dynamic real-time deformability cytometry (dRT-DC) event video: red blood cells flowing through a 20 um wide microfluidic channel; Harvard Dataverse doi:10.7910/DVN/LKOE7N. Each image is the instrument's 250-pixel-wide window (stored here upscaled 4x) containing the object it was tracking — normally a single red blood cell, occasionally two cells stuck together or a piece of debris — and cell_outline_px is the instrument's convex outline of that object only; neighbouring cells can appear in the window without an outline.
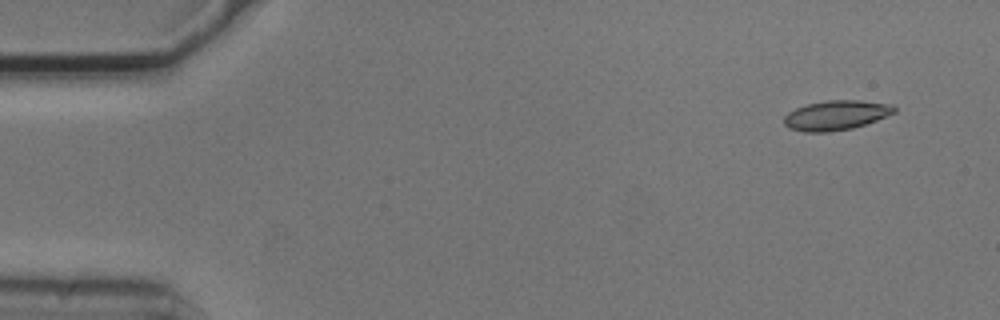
{"species": "common noctule bat (a hibernating species)", "species_latin": "Nyctalus noctula", "temperature_condition": "cold", "stored_images_in_passage": 4, "camera_frame_rate_fps": 3000, "um_per_image_px": 0.085, "animal": {"sex": "male", "body_mass_g": 20.5, "forearm_length_mm": 52.5}, "frame": {"image": 1, "passage_image": 2, "time_ms": 0.333, "image_size_px": [1000, 320], "cell_outline_px": [[896, 112], [876, 120], [852, 128], [828, 132], [804, 132], [788, 128], [784, 124], [784, 116], [788, 112], [796, 108], [808, 104], [828, 100], [860, 100], [892, 104], [896, 108]], "centroid_in_image_um": [71.06, 9.79], "position_along_channel_um": 13.9, "area_um2": 19.02}}